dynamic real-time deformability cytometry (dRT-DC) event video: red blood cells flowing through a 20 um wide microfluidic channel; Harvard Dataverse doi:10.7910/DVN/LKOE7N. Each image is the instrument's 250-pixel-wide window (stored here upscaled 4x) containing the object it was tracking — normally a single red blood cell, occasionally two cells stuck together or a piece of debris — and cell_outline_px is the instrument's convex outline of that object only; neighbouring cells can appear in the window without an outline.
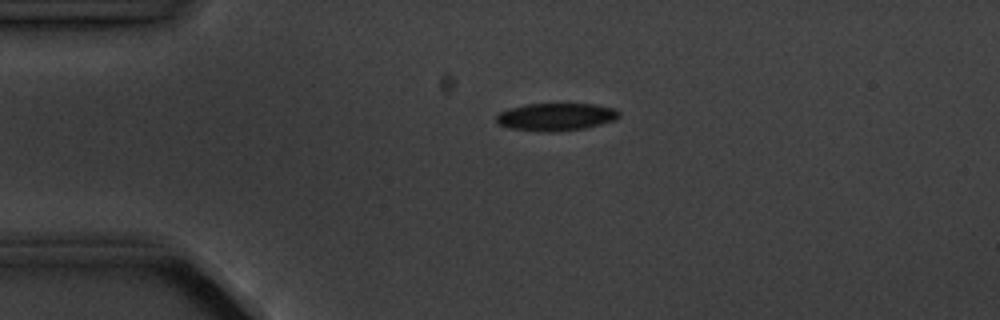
{"species": "common noctule bat (a hibernating species)", "species_latin": "Nyctalus noctula", "temperature_condition": "cold", "stored_images_in_passage": 3, "camera_frame_rate_fps": 3000, "um_per_image_px": 0.085, "animal": {"sex": "male", "body_mass_g": 20.1, "forearm_length_mm": 53.5}, "frame": {"image": 1, "passage_image": 1, "time_ms": 0.0, "image_size_px": [1000, 320], "cell_outline_px": [[620, 116], [616, 120], [584, 128], [552, 132], [536, 132], [508, 128], [500, 124], [496, 120], [496, 116], [500, 112], [512, 108], [528, 104], [592, 104], [612, 108], [620, 112]], "centroid_in_image_um": [47.25, 9.95], "position_along_channel_um": 37.7, "area_um2": 19.65}}